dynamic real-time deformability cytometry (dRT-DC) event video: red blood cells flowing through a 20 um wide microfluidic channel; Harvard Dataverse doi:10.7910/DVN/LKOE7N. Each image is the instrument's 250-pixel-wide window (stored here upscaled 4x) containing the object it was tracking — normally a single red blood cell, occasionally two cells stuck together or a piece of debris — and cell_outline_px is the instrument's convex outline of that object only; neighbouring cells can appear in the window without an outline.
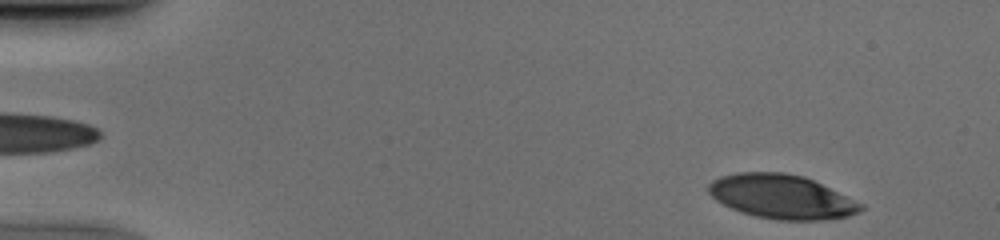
{"species": "human", "species_latin": "Homo sapiens", "temperature_condition": "cold", "stored_images_in_passage": 41, "camera_frame_rate_fps": 3000, "um_per_image_px": 0.085, "donor": {"sex": "male"}, "frame": {"image": 1, "passage_image": 2, "time_ms": 0.333, "image_size_px": [1000, 240], "cell_outline_px": [[864, 208], [860, 212], [848, 216], [820, 220], [776, 220], [756, 216], [740, 212], [716, 200], [708, 192], [708, 184], [712, 180], [720, 176], [736, 172], [784, 172], [804, 176], [864, 204]], "centroid_in_image_um": [66.43, 16.71], "position_along_channel_um": 18.6, "area_um2": 39.13}}
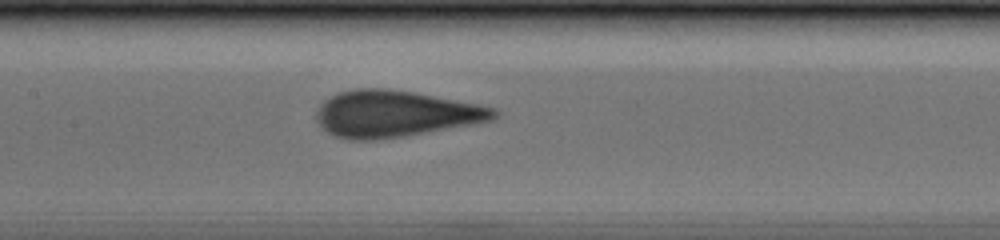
{"frame": {"image": 2, "passage_image": 21, "time_ms": 6.667, "image_size_px": [1000, 240], "cell_outline_px": [[500, 112], [496, 120], [404, 136], [376, 140], [348, 140], [336, 136], [328, 132], [316, 120], [316, 112], [320, 104], [324, 100], [340, 92], [356, 88], [388, 88], [412, 92], [480, 104], [496, 108]], "centroid_in_image_um": [33.62, 9.67], "position_along_channel_um": 173.8, "area_um2": 48.21}}
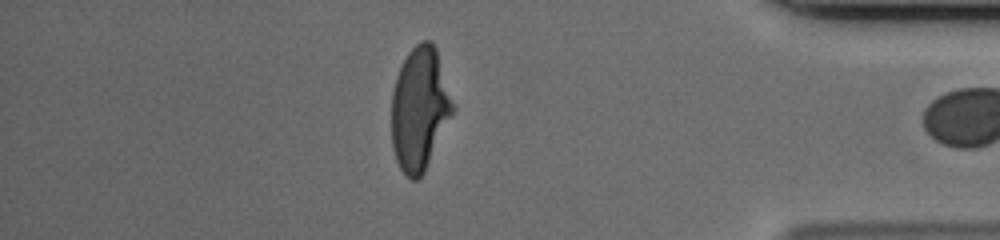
{"frame": {"image": 3, "passage_image": 40, "time_ms": 13.0, "image_size_px": [1000, 240], "cell_outline_px": [[456, 108], [424, 172], [416, 180], [412, 180], [400, 168], [396, 160], [392, 144], [392, 92], [396, 76], [408, 52], [420, 40], [432, 40], [436, 48]], "centroid_in_image_um": [35.68, 9.22], "position_along_channel_um": 399.5, "area_um2": 43.99}}